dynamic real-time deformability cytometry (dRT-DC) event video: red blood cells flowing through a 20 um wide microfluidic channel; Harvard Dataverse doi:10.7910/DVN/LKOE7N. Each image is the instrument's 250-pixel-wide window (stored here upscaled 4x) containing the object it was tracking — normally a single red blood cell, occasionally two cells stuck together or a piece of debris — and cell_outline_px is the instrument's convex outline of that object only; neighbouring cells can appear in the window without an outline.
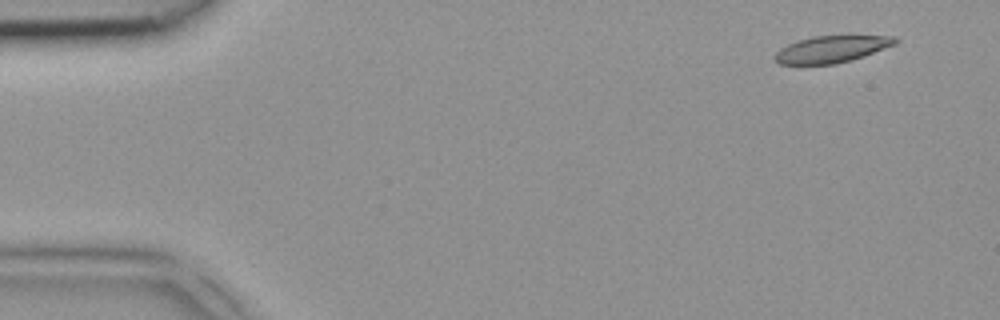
{"species": "common noctule bat (a hibernating species)", "species_latin": "Nyctalus noctula", "temperature_condition": "room temperature", "stored_images_in_passage": 6, "camera_frame_rate_fps": 3000, "um_per_image_px": 0.085, "animal": {"sex": "female", "body_mass_g": 18.4}, "frame": {"image": 1, "passage_image": 2, "time_ms": 0.333, "image_size_px": [1000, 320], "cell_outline_px": [[900, 40], [896, 44], [864, 56], [852, 60], [836, 64], [780, 64], [772, 56], [780, 48], [788, 44], [812, 36], [896, 36]], "centroid_in_image_um": [70.7, 4.18], "position_along_channel_um": 14.3, "area_um2": 18.79}}
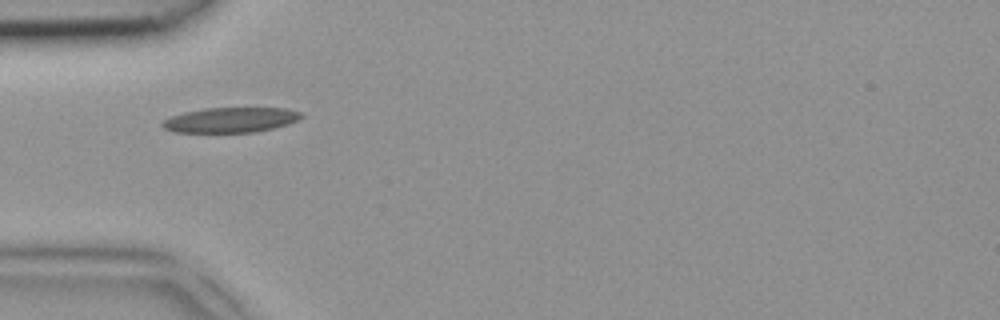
{"frame": {"image": 2, "passage_image": 5, "time_ms": 1.333, "image_size_px": [1000, 320], "cell_outline_px": [[304, 116], [288, 124], [256, 132], [176, 132], [164, 128], [160, 124], [164, 120], [172, 116], [184, 112], [204, 108], [284, 108], [300, 112]], "centroid_in_image_um": [19.6, 10.19], "position_along_channel_um": 65.4, "area_um2": 20.11}}